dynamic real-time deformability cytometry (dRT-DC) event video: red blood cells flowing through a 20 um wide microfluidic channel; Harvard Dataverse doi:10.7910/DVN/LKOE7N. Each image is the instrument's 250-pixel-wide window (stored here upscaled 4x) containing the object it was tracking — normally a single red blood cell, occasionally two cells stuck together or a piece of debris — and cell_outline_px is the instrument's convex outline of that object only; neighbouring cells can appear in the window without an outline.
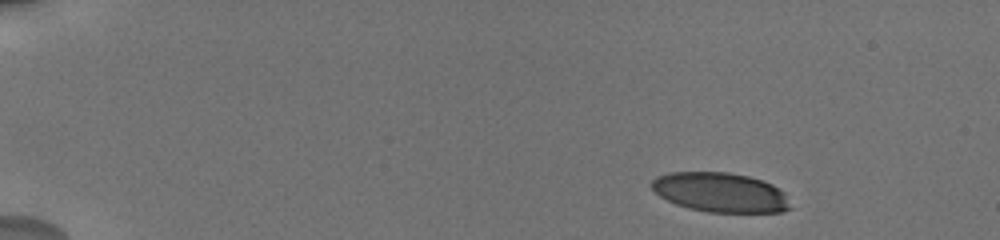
{"species": "human", "species_latin": "Homo sapiens", "temperature_condition": "cold", "stored_images_in_passage": 25, "camera_frame_rate_fps": 3000, "um_per_image_px": 0.085, "donor": {"sex": "male"}, "frame": {"image": 1, "passage_image": 1, "time_ms": 0.0, "image_size_px": [1000, 240], "cell_outline_px": [[792, 208], [780, 212], [708, 212], [688, 208], [676, 204], [660, 196], [648, 184], [656, 176], [668, 172], [728, 172], [748, 176], [772, 184], [780, 188], [784, 192]], "centroid_in_image_um": [61.21, 16.35], "position_along_channel_um": 23.8, "area_um2": 32.08}}
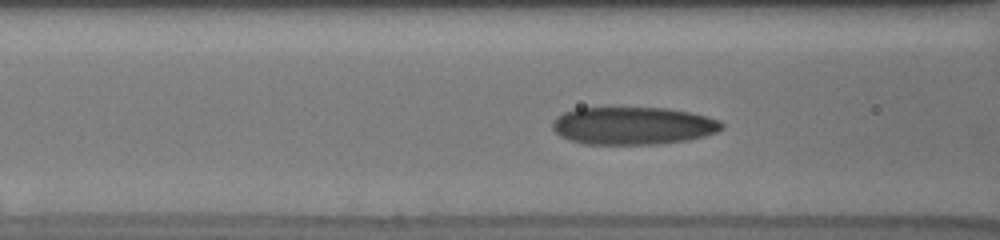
{"frame": {"image": 2, "passage_image": 14, "time_ms": 5.667, "image_size_px": [1000, 240], "cell_outline_px": [[724, 128], [716, 132], [704, 136], [688, 140], [656, 144], [584, 144], [560, 136], [552, 128], [552, 120], [556, 116], [564, 112], [576, 108], [668, 108], [708, 116], [720, 120], [724, 124]], "centroid_in_image_um": [53.81, 10.68], "position_along_channel_um": 112.8, "area_um2": 37.28}}
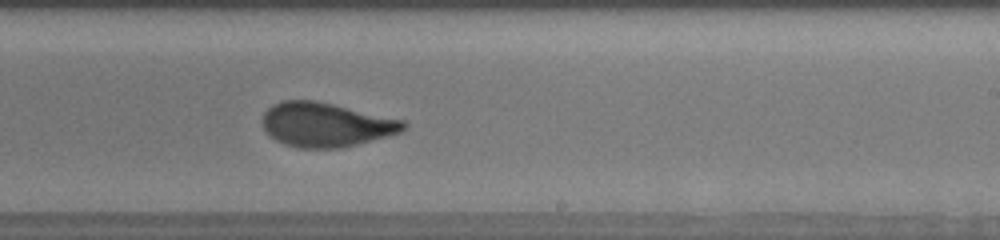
{"frame": {"image": 3, "passage_image": 25, "time_ms": 9.667, "image_size_px": [1000, 240], "cell_outline_px": [[408, 124], [400, 132], [356, 144], [340, 148], [300, 148], [284, 144], [268, 136], [264, 128], [264, 112], [272, 104], [280, 100], [316, 100], [404, 120]], "centroid_in_image_um": [27.66, 10.59], "position_along_channel_um": 261.3, "area_um2": 36.18}}